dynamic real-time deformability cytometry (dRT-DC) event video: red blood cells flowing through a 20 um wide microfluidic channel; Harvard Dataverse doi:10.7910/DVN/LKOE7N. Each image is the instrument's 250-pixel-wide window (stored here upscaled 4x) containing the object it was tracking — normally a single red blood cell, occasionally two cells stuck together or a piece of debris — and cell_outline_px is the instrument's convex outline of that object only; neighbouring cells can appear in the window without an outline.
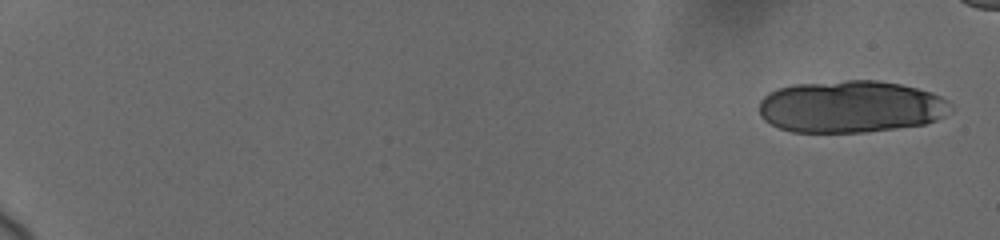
{"species": "human", "species_latin": "Homo sapiens", "temperature_condition": "cold", "stored_images_in_passage": 14, "camera_frame_rate_fps": 3000, "um_per_image_px": 0.085, "donor": {"sex": "female"}, "frame": {"image": 1, "passage_image": 1, "time_ms": 0.0, "image_size_px": [1000, 240], "cell_outline_px": [[952, 112], [936, 120], [924, 124], [868, 132], [792, 132], [780, 128], [764, 120], [760, 116], [760, 100], [768, 92], [792, 84], [844, 80], [876, 80], [900, 84], [932, 92], [948, 100], [952, 104]], "centroid_in_image_um": [72.33, 9.06], "position_along_channel_um": 12.7, "area_um2": 58.55}}
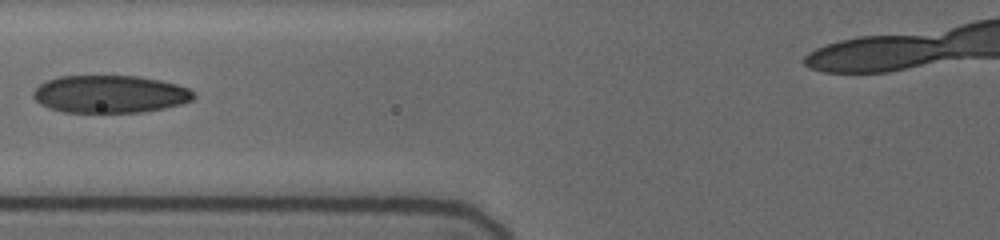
{"frame": {"image": 2, "passage_image": 12, "time_ms": 8.667, "image_size_px": [1000, 240], "cell_outline_px": [[196, 96], [192, 100], [180, 104], [164, 108], [140, 112], [64, 112], [48, 108], [40, 104], [32, 96], [32, 92], [40, 84], [48, 80], [60, 76], [140, 76], [160, 80], [176, 84], [188, 88], [196, 92]], "centroid_in_image_um": [9.35, 8.0], "position_along_channel_um": 116.4, "area_um2": 35.2}}
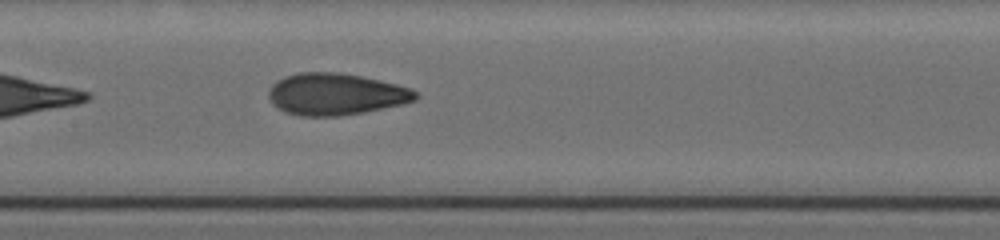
{"frame": {"image": 3, "passage_image": 14, "time_ms": 10.333, "image_size_px": [1000, 240], "cell_outline_px": [[420, 96], [416, 100], [400, 104], [364, 112], [340, 116], [300, 116], [284, 112], [272, 104], [268, 100], [268, 88], [276, 80], [284, 76], [296, 72], [336, 72], [360, 76], [396, 84], [412, 88]], "centroid_in_image_um": [28.48, 8.0], "position_along_channel_um": 178.9, "area_um2": 36.01}}